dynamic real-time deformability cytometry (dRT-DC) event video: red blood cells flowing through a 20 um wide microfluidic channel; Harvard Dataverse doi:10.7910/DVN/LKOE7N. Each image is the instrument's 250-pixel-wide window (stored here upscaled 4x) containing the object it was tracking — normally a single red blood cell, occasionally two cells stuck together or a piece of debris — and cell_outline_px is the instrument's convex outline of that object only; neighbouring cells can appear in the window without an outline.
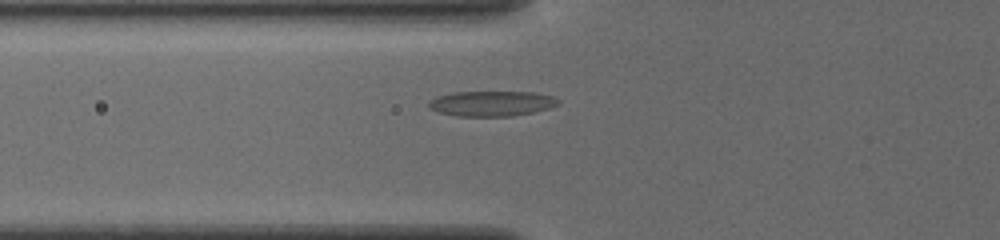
{"species": "common noctule bat (a hibernating species)", "species_latin": "Nyctalus noctula", "temperature_condition": "cold", "stored_images_in_passage": 35, "camera_frame_rate_fps": 3000, "um_per_image_px": 0.085, "animal": {"sex": "female", "body_mass_g": 19.5, "forearm_length_mm": 54.1}, "frame": {"image": 1, "passage_image": 2, "time_ms": 0.333, "image_size_px": [1000, 240], "cell_outline_px": [[560, 104], [548, 108], [532, 112], [512, 116], [456, 116], [436, 112], [428, 108], [428, 100], [436, 96], [452, 92], [532, 92], [552, 96], [560, 100]], "centroid_in_image_um": [41.72, 8.8], "position_along_channel_um": 84.1, "area_um2": 19.19}}
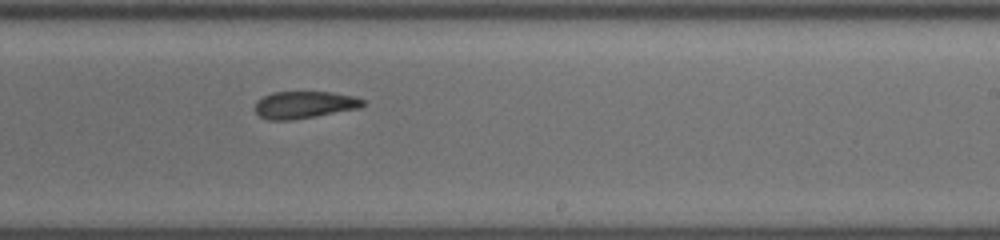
{"frame": {"image": 2, "passage_image": 16, "time_ms": 5.0, "image_size_px": [1000, 240], "cell_outline_px": [[368, 104], [360, 108], [316, 116], [292, 120], [268, 120], [260, 116], [256, 112], [256, 100], [272, 92], [332, 92], [356, 96], [364, 100]], "centroid_in_image_um": [25.91, 8.9], "position_along_channel_um": 263.1, "area_um2": 17.22}}
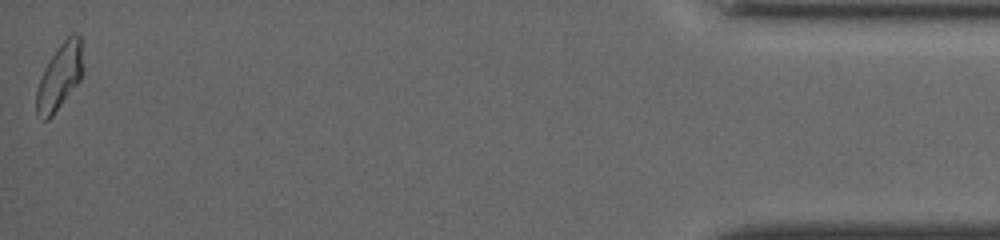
{"frame": {"image": 3, "passage_image": 35, "time_ms": 11.333, "image_size_px": [1000, 240], "cell_outline_px": [[84, 72], [80, 80], [52, 116], [48, 120], [44, 120], [36, 116], [36, 92], [44, 68], [56, 48], [72, 32], [76, 32], [80, 36], [84, 68]], "centroid_in_image_um": [5.08, 6.5], "position_along_channel_um": 430.1, "area_um2": 18.03}, "authors_computed_cell_mechanics": {"area_um2": 17.629, "velocity_mm_per_s": 3.84, "shape_relaxation_time_tau1_ms": 9.9821, "shape_relaxation_time_tau2_ms": 2.706, "deformation_change_tau1": 0.1697, "deformation_change_tau2": 0.0857}}